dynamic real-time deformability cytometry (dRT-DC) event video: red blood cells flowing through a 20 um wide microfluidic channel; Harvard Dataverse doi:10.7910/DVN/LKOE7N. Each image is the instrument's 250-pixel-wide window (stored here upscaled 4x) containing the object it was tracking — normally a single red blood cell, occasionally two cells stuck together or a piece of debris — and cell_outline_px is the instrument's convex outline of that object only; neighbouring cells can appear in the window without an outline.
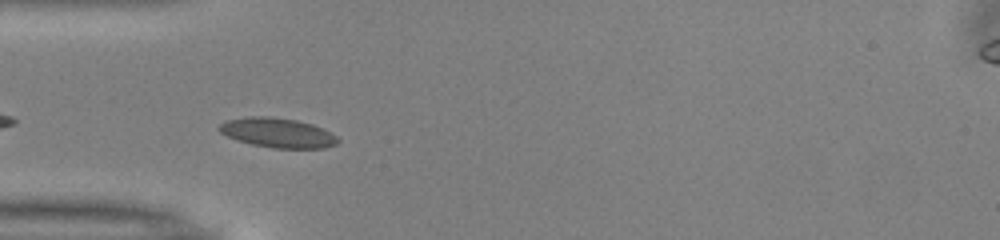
{"species": "common noctule bat (a hibernating species)", "species_latin": "Nyctalus noctula", "temperature_condition": "warm", "stored_images_in_passage": 15, "camera_frame_rate_fps": 3000, "um_per_image_px": 0.085, "animal": {"sex": "male", "body_mass_g": 13.0, "forearm_length_mm": 53.1}, "frame": {"image": 1, "passage_image": 3, "time_ms": 0.667, "image_size_px": [1000, 240], "cell_outline_px": [[340, 140], [336, 144], [324, 148], [272, 148], [252, 144], [236, 140], [220, 132], [216, 128], [220, 124], [228, 120], [248, 116], [268, 116], [296, 120], [312, 124], [336, 136]], "centroid_in_image_um": [23.56, 11.29], "position_along_channel_um": 61.4, "area_um2": 20.35}}